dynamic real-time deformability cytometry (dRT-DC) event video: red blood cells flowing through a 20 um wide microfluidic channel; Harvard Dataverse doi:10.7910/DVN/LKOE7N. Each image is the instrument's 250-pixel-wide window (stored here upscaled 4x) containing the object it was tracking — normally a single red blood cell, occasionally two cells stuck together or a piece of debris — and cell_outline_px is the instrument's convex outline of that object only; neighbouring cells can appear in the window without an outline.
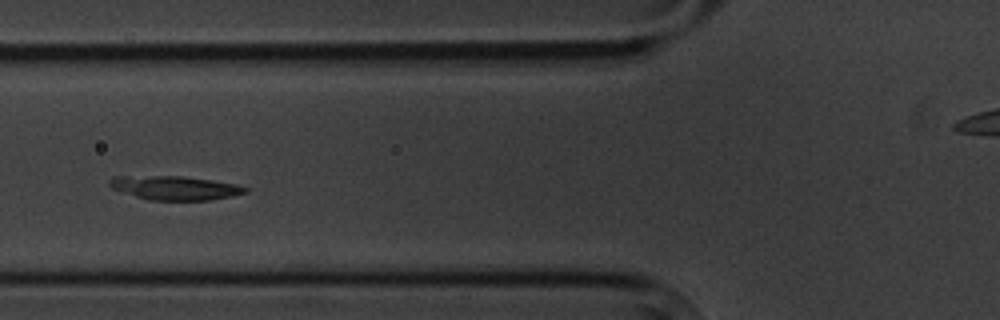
{"species": "common noctule bat (a hibernating species)", "species_latin": "Nyctalus noctula", "temperature_condition": "cold", "stored_images_in_passage": 4, "camera_frame_rate_fps": 3000, "um_per_image_px": 0.085, "animal": {"sex": "male", "body_mass_g": 20.1, "forearm_length_mm": 53.5}, "frame": {"image": 1, "passage_image": 4, "time_ms": 3.667, "image_size_px": [1000, 320], "cell_outline_px": [[248, 192], [232, 196], [208, 200], [148, 200], [112, 188], [108, 184], [108, 180], [112, 176], [184, 176], [212, 180], [236, 184], [248, 188]], "centroid_in_image_um": [14.87, 15.96], "position_along_channel_um": 110.9, "area_um2": 18.9}}